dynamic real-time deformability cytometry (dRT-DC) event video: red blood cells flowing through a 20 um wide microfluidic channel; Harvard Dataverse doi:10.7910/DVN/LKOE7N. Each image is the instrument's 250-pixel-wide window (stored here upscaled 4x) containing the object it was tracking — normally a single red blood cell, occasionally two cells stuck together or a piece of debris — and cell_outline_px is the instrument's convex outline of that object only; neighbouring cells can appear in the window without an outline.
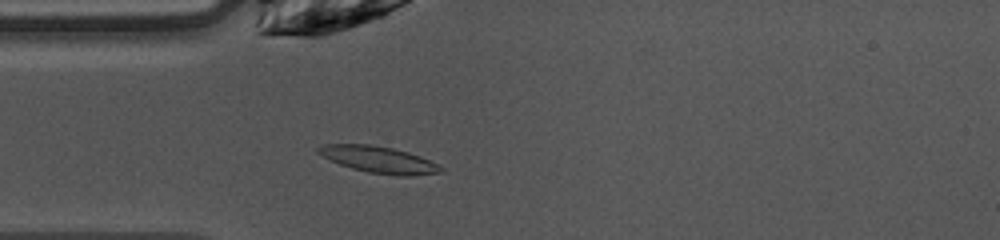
{"species": "common noctule bat (a hibernating species)", "species_latin": "Nyctalus noctula", "temperature_condition": "warm", "stored_images_in_passage": 48, "camera_frame_rate_fps": 3000, "um_per_image_px": 0.085, "animal": {"sex": "female", "body_mass_g": 10.0, "forearm_length_mm": 53.1}, "frame": {"image": 1, "passage_image": 12, "time_ms": 3.667, "image_size_px": [1000, 240], "cell_outline_px": [[444, 172], [412, 176], [396, 176], [368, 172], [352, 168], [340, 164], [316, 152], [316, 148], [324, 144], [368, 144], [392, 148], [408, 152], [420, 156], [440, 164], [444, 168]], "centroid_in_image_um": [32.26, 13.58], "position_along_channel_um": 52.7, "area_um2": 19.07}}
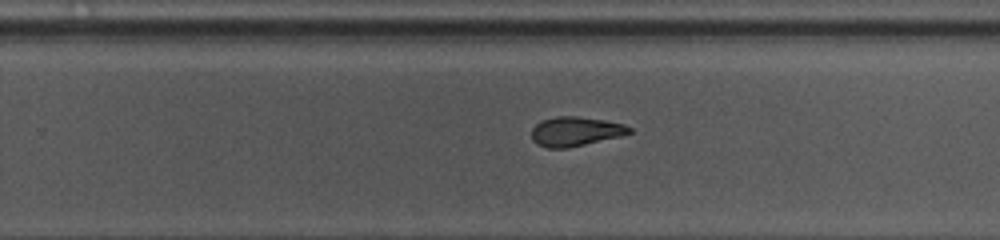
{"frame": {"image": 2, "passage_image": 29, "time_ms": 9.333, "image_size_px": [1000, 240], "cell_outline_px": [[632, 132], [620, 136], [568, 148], [548, 148], [536, 144], [532, 140], [532, 128], [540, 120], [556, 116], [576, 116], [604, 120], [624, 124], [632, 128]], "centroid_in_image_um": [48.89, 11.17], "position_along_channel_um": 280.9, "area_um2": 16.76}}
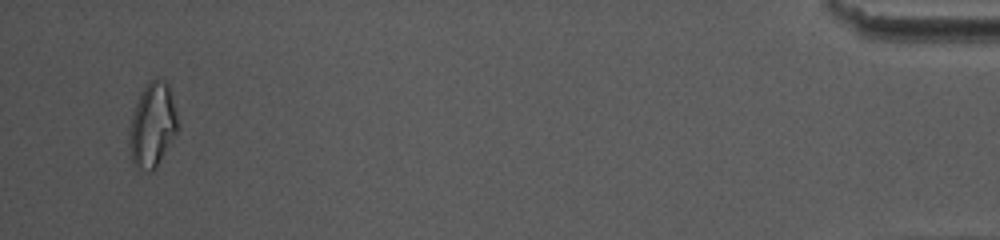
{"frame": {"image": 3, "passage_image": 46, "time_ms": 15.0, "image_size_px": [1000, 240], "cell_outline_px": [[176, 132], [156, 168], [152, 172], [148, 172], [136, 168], [132, 164], [128, 148], [128, 140], [132, 116], [140, 92], [156, 76], [164, 80], [168, 84], [176, 116]], "centroid_in_image_um": [12.91, 10.68], "position_along_channel_um": 422.3, "area_um2": 23.52}, "authors_computed_cell_mechanics": {"area_um2": 17.7735, "velocity_mm_per_s": 4.0531, "shape_relaxation_time_tau1_ms": 3.3564, "shape_relaxation_time_tau2_ms": 1.9615, "deformation_change_tau1": 0.1528, "deformation_change_tau2": 0.065}}